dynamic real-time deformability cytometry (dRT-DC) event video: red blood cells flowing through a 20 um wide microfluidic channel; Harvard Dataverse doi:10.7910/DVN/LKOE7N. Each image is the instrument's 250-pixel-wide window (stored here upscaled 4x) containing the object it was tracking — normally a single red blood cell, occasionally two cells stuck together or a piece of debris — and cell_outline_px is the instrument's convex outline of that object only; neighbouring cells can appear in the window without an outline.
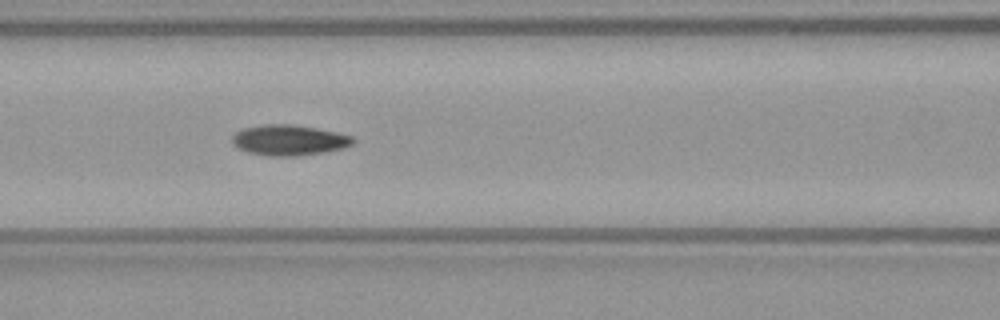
{"species": "common noctule bat (a hibernating species)", "species_latin": "Nyctalus noctula", "temperature_condition": "warm", "stored_images_in_passage": 50, "camera_frame_rate_fps": 3000, "um_per_image_px": 0.085, "animal": {"sex": "female", "body_mass_g": 21.9}, "frame": {"image": 1, "passage_image": 22, "time_ms": 7.0, "image_size_px": [1000, 320], "cell_outline_px": [[356, 140], [352, 144], [344, 148], [296, 156], [268, 156], [248, 152], [232, 144], [232, 136], [236, 132], [244, 128], [264, 124], [288, 124], [316, 128], [336, 132], [352, 136]], "centroid_in_image_um": [24.56, 11.91], "position_along_channel_um": 142.0, "area_um2": 21.33}}